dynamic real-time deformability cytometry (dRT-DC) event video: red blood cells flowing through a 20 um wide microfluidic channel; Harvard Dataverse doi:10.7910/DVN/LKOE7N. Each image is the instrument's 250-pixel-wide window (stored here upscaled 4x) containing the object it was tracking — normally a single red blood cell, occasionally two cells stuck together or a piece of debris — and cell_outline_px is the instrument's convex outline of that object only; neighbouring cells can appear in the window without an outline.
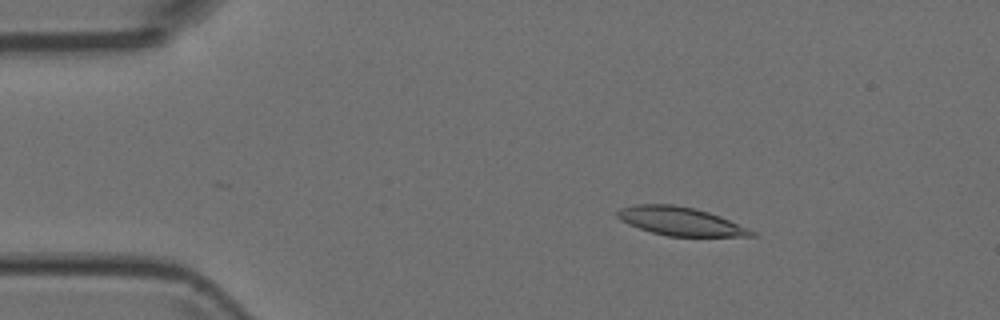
{"species": "Egyptian fruit bat (a non-hibernating species)", "species_latin": "Rousettus aegyptiacus", "temperature_condition": "room temperature", "stored_images_in_passage": 4, "camera_frame_rate_fps": 3000, "um_per_image_px": 0.085, "animal": {"sex": "female"}, "frame": {"image": 1, "passage_image": 2, "time_ms": 0.333, "image_size_px": [1000, 320], "cell_outline_px": [[756, 236], [668, 236], [652, 232], [628, 224], [620, 220], [616, 216], [616, 212], [620, 208], [636, 204], [672, 204], [696, 208], [720, 216], [748, 228], [756, 232]], "centroid_in_image_um": [57.81, 18.8], "position_along_channel_um": 27.2, "area_um2": 22.14}}